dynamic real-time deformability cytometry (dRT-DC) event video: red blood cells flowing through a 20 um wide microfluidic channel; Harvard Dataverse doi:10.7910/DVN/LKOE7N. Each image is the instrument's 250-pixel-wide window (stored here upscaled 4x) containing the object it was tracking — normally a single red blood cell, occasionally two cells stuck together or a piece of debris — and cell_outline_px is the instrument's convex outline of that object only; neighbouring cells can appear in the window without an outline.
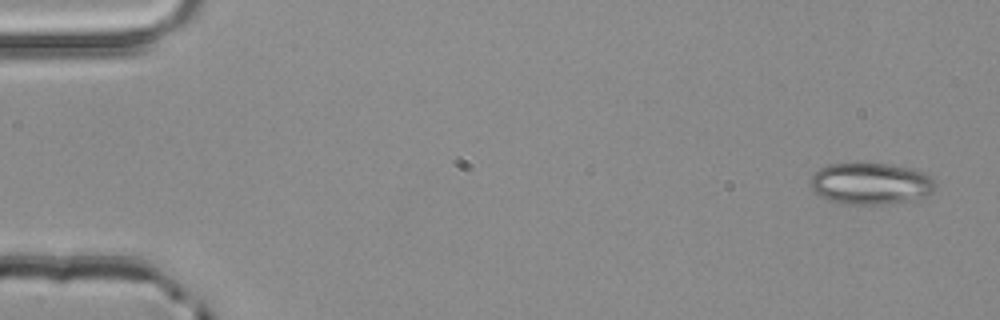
{"species": "common noctule bat (a hibernating species)", "species_latin": "Nyctalus noctula", "temperature_condition": "room temperature", "stored_images_in_passage": 4, "camera_frame_rate_fps": 3000, "um_per_image_px": 0.085, "animal": {"sex": "male", "body_mass_g": 20.4}, "frame": {"image": 1, "passage_image": 1, "time_ms": 0.0, "image_size_px": [1000, 320], "cell_outline_px": [[936, 188], [932, 192], [924, 196], [912, 200], [884, 204], [848, 204], [828, 200], [820, 196], [812, 188], [812, 176], [820, 168], [828, 164], [856, 160], [888, 164], [908, 168], [924, 172], [936, 180]], "centroid_in_image_um": [74.02, 15.56], "position_along_channel_um": 11.0, "area_um2": 30.87}}